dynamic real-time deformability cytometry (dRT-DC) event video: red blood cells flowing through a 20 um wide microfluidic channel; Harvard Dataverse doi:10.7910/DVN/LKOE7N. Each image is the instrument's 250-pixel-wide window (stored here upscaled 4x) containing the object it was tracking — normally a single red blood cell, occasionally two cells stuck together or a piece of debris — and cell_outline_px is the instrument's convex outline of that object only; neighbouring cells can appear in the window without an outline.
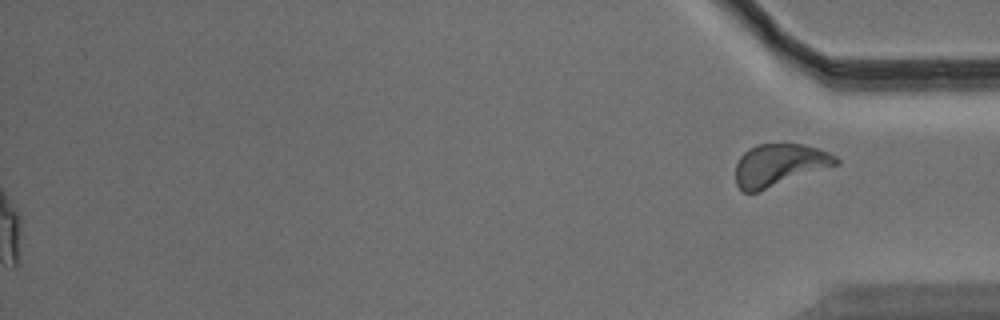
{"species": "Egyptian fruit bat (a non-hibernating species)", "species_latin": "Rousettus aegyptiacus", "temperature_condition": "warm", "stored_images_in_passage": 42, "segment_of_instrument_passage": [2, 2], "camera_frame_rate_fps": 3000, "um_per_image_px": 0.085, "animal": {"sex": "male"}, "frame": {"image": 1, "passage_image": 42, "time_ms": 13.667, "image_size_px": [1000, 320], "cell_outline_px": [[840, 164], [756, 192], [744, 192], [736, 184], [736, 164], [740, 156], [748, 148], [756, 144], [804, 144], [828, 152], [836, 156], [840, 160]], "centroid_in_image_um": [66.25, 14.01], "position_along_channel_um": 369.0, "area_um2": 24.62}}